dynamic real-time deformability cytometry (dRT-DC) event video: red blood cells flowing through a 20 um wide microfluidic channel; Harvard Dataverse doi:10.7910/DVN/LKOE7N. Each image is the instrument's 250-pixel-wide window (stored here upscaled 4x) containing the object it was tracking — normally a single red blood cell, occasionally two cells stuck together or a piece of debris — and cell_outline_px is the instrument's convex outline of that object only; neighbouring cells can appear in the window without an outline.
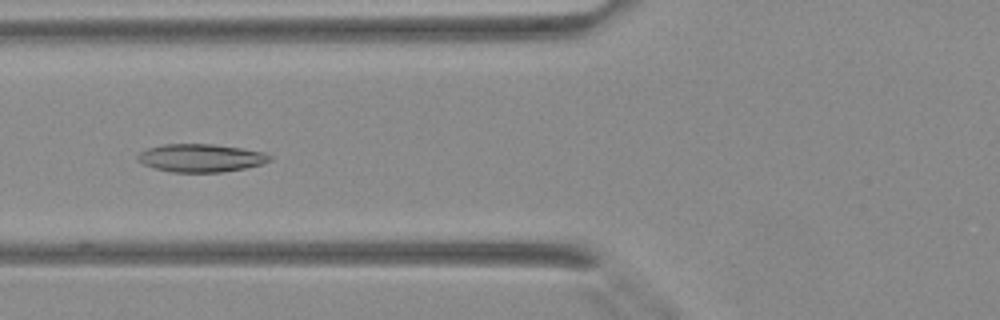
{"species": "Egyptian fruit bat (a non-hibernating species)", "species_latin": "Rousettus aegyptiacus", "temperature_condition": "warm", "stored_images_in_passage": 28, "camera_frame_rate_fps": 3000, "um_per_image_px": 0.085, "animal": {"sex": "female"}, "frame": {"image": 1, "passage_image": 3, "time_ms": 0.667, "image_size_px": [1000, 320], "cell_outline_px": [[272, 160], [260, 164], [244, 168], [224, 172], [172, 172], [156, 168], [144, 164], [136, 160], [136, 156], [140, 152], [148, 148], [164, 144], [212, 144], [240, 148], [264, 152], [272, 156]], "centroid_in_image_um": [17.06, 13.42], "position_along_channel_um": 108.7, "area_um2": 21.44}}
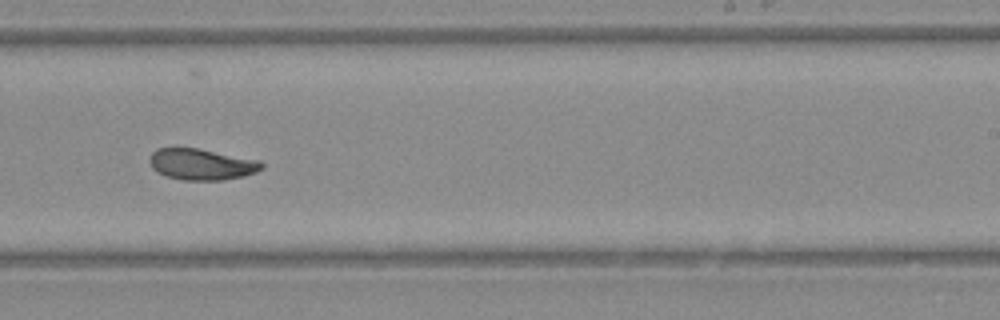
{"frame": {"image": 2, "passage_image": 13, "time_ms": 4.0, "image_size_px": [1000, 320], "cell_outline_px": [[264, 168], [256, 172], [244, 176], [224, 180], [180, 180], [156, 172], [152, 168], [148, 160], [148, 156], [156, 148], [196, 148], [260, 160], [264, 164]], "centroid_in_image_um": [17.12, 13.97], "position_along_channel_um": 271.9, "area_um2": 20.58}}
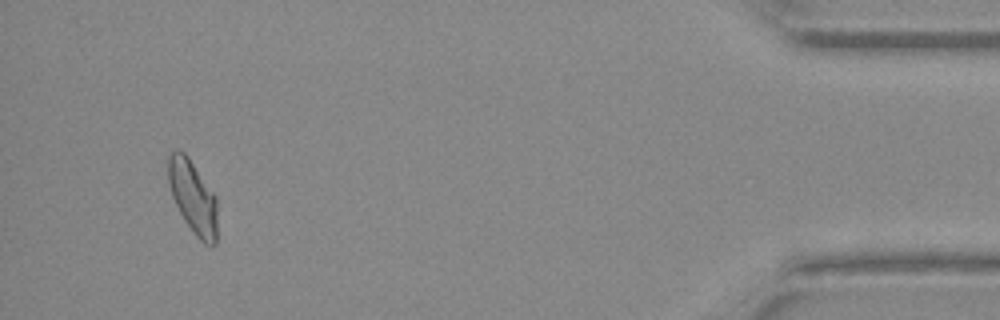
{"frame": {"image": 3, "passage_image": 26, "time_ms": 8.333, "image_size_px": [1000, 320], "cell_outline_px": [[216, 244], [204, 244], [196, 236], [184, 220], [172, 196], [168, 180], [168, 156], [172, 152], [180, 148], [188, 156], [216, 196]], "centroid_in_image_um": [16.39, 16.72], "position_along_channel_um": 418.8, "area_um2": 20.75}}